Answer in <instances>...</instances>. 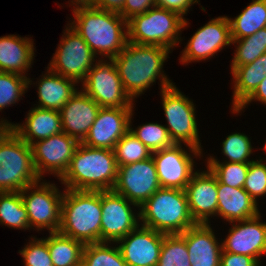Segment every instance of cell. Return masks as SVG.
Here are the masks:
<instances>
[{"label": "cell", "instance_id": "30bf717a", "mask_svg": "<svg viewBox=\"0 0 266 266\" xmlns=\"http://www.w3.org/2000/svg\"><path fill=\"white\" fill-rule=\"evenodd\" d=\"M101 108H135L133 100L125 91L113 59H100L79 85Z\"/></svg>", "mask_w": 266, "mask_h": 266}, {"label": "cell", "instance_id": "d590c367", "mask_svg": "<svg viewBox=\"0 0 266 266\" xmlns=\"http://www.w3.org/2000/svg\"><path fill=\"white\" fill-rule=\"evenodd\" d=\"M28 77L0 71V112L22 100L28 91Z\"/></svg>", "mask_w": 266, "mask_h": 266}, {"label": "cell", "instance_id": "cb8c5ba5", "mask_svg": "<svg viewBox=\"0 0 266 266\" xmlns=\"http://www.w3.org/2000/svg\"><path fill=\"white\" fill-rule=\"evenodd\" d=\"M30 146L36 141L63 132L60 111L32 107L23 123H13L10 127Z\"/></svg>", "mask_w": 266, "mask_h": 266}, {"label": "cell", "instance_id": "44dd1931", "mask_svg": "<svg viewBox=\"0 0 266 266\" xmlns=\"http://www.w3.org/2000/svg\"><path fill=\"white\" fill-rule=\"evenodd\" d=\"M100 106L82 89L60 109L63 132L82 142L94 123Z\"/></svg>", "mask_w": 266, "mask_h": 266}, {"label": "cell", "instance_id": "7402d4cb", "mask_svg": "<svg viewBox=\"0 0 266 266\" xmlns=\"http://www.w3.org/2000/svg\"><path fill=\"white\" fill-rule=\"evenodd\" d=\"M214 231L211 224L197 223L179 234L186 242L191 266H220L222 241Z\"/></svg>", "mask_w": 266, "mask_h": 266}, {"label": "cell", "instance_id": "7bdbcfd3", "mask_svg": "<svg viewBox=\"0 0 266 266\" xmlns=\"http://www.w3.org/2000/svg\"><path fill=\"white\" fill-rule=\"evenodd\" d=\"M200 0H155L156 6L174 11L184 18L189 9L194 4H199Z\"/></svg>", "mask_w": 266, "mask_h": 266}, {"label": "cell", "instance_id": "d6986e66", "mask_svg": "<svg viewBox=\"0 0 266 266\" xmlns=\"http://www.w3.org/2000/svg\"><path fill=\"white\" fill-rule=\"evenodd\" d=\"M206 169H198L184 189L191 216L201 224H211L210 219L217 217L218 208L217 178L208 167Z\"/></svg>", "mask_w": 266, "mask_h": 266}, {"label": "cell", "instance_id": "f35d334b", "mask_svg": "<svg viewBox=\"0 0 266 266\" xmlns=\"http://www.w3.org/2000/svg\"><path fill=\"white\" fill-rule=\"evenodd\" d=\"M29 242L18 253L22 256L24 266H54L47 245V237H29Z\"/></svg>", "mask_w": 266, "mask_h": 266}, {"label": "cell", "instance_id": "6da1fadb", "mask_svg": "<svg viewBox=\"0 0 266 266\" xmlns=\"http://www.w3.org/2000/svg\"><path fill=\"white\" fill-rule=\"evenodd\" d=\"M171 50L158 45L127 42L125 48L113 58L125 91L134 100L160 81V91L175 83L164 73L163 66Z\"/></svg>", "mask_w": 266, "mask_h": 266}, {"label": "cell", "instance_id": "1f68e13d", "mask_svg": "<svg viewBox=\"0 0 266 266\" xmlns=\"http://www.w3.org/2000/svg\"><path fill=\"white\" fill-rule=\"evenodd\" d=\"M111 244L112 242L85 244L81 266H127L116 242Z\"/></svg>", "mask_w": 266, "mask_h": 266}, {"label": "cell", "instance_id": "d4e9b609", "mask_svg": "<svg viewBox=\"0 0 266 266\" xmlns=\"http://www.w3.org/2000/svg\"><path fill=\"white\" fill-rule=\"evenodd\" d=\"M217 191V217L224 221H242L260 214L259 203H256L244 188L230 187L217 180Z\"/></svg>", "mask_w": 266, "mask_h": 266}, {"label": "cell", "instance_id": "74e56055", "mask_svg": "<svg viewBox=\"0 0 266 266\" xmlns=\"http://www.w3.org/2000/svg\"><path fill=\"white\" fill-rule=\"evenodd\" d=\"M157 266H191L186 242L179 234L164 235Z\"/></svg>", "mask_w": 266, "mask_h": 266}, {"label": "cell", "instance_id": "e575fe53", "mask_svg": "<svg viewBox=\"0 0 266 266\" xmlns=\"http://www.w3.org/2000/svg\"><path fill=\"white\" fill-rule=\"evenodd\" d=\"M114 153L118 167L152 157V152L130 130L117 142Z\"/></svg>", "mask_w": 266, "mask_h": 266}, {"label": "cell", "instance_id": "603a6c76", "mask_svg": "<svg viewBox=\"0 0 266 266\" xmlns=\"http://www.w3.org/2000/svg\"><path fill=\"white\" fill-rule=\"evenodd\" d=\"M45 73L33 82L28 78V87L37 86L38 102L36 107L42 109L56 110L60 109L68 102V100L78 91V83L70 78L61 76L52 72L46 67ZM33 82V83H32ZM77 86V87H76ZM39 103V104H38Z\"/></svg>", "mask_w": 266, "mask_h": 266}, {"label": "cell", "instance_id": "4316f807", "mask_svg": "<svg viewBox=\"0 0 266 266\" xmlns=\"http://www.w3.org/2000/svg\"><path fill=\"white\" fill-rule=\"evenodd\" d=\"M230 72L234 84L231 110L235 111L266 77V53L254 62L236 67Z\"/></svg>", "mask_w": 266, "mask_h": 266}, {"label": "cell", "instance_id": "2e32d148", "mask_svg": "<svg viewBox=\"0 0 266 266\" xmlns=\"http://www.w3.org/2000/svg\"><path fill=\"white\" fill-rule=\"evenodd\" d=\"M152 157L118 167L113 190L139 208L160 188Z\"/></svg>", "mask_w": 266, "mask_h": 266}, {"label": "cell", "instance_id": "e0dca14e", "mask_svg": "<svg viewBox=\"0 0 266 266\" xmlns=\"http://www.w3.org/2000/svg\"><path fill=\"white\" fill-rule=\"evenodd\" d=\"M261 213L256 217L229 223L231 227L222 241V250L254 257L260 264L266 255V222Z\"/></svg>", "mask_w": 266, "mask_h": 266}, {"label": "cell", "instance_id": "ac0fdd59", "mask_svg": "<svg viewBox=\"0 0 266 266\" xmlns=\"http://www.w3.org/2000/svg\"><path fill=\"white\" fill-rule=\"evenodd\" d=\"M134 108H100L88 134L81 142L93 148L114 150L117 142L130 130Z\"/></svg>", "mask_w": 266, "mask_h": 266}, {"label": "cell", "instance_id": "8992f818", "mask_svg": "<svg viewBox=\"0 0 266 266\" xmlns=\"http://www.w3.org/2000/svg\"><path fill=\"white\" fill-rule=\"evenodd\" d=\"M188 18L154 6L143 14L128 20V41L137 44L158 45L173 52L181 41L183 29L189 27Z\"/></svg>", "mask_w": 266, "mask_h": 266}, {"label": "cell", "instance_id": "bcb514c9", "mask_svg": "<svg viewBox=\"0 0 266 266\" xmlns=\"http://www.w3.org/2000/svg\"><path fill=\"white\" fill-rule=\"evenodd\" d=\"M70 1V3H69ZM69 4V7L70 5L73 6V8H76V7H86V6H92V2L93 0H68L67 1Z\"/></svg>", "mask_w": 266, "mask_h": 266}, {"label": "cell", "instance_id": "b9f144b4", "mask_svg": "<svg viewBox=\"0 0 266 266\" xmlns=\"http://www.w3.org/2000/svg\"><path fill=\"white\" fill-rule=\"evenodd\" d=\"M220 266H261V264L254 257L222 250Z\"/></svg>", "mask_w": 266, "mask_h": 266}, {"label": "cell", "instance_id": "d6a6232c", "mask_svg": "<svg viewBox=\"0 0 266 266\" xmlns=\"http://www.w3.org/2000/svg\"><path fill=\"white\" fill-rule=\"evenodd\" d=\"M203 161H206L205 167L211 170L220 183L234 188H243L249 163L220 162L213 155H208Z\"/></svg>", "mask_w": 266, "mask_h": 266}, {"label": "cell", "instance_id": "5b68a950", "mask_svg": "<svg viewBox=\"0 0 266 266\" xmlns=\"http://www.w3.org/2000/svg\"><path fill=\"white\" fill-rule=\"evenodd\" d=\"M140 225L165 235L182 234L197 224L185 190L160 187L140 208Z\"/></svg>", "mask_w": 266, "mask_h": 266}, {"label": "cell", "instance_id": "c3c4849f", "mask_svg": "<svg viewBox=\"0 0 266 266\" xmlns=\"http://www.w3.org/2000/svg\"><path fill=\"white\" fill-rule=\"evenodd\" d=\"M262 148H264V150L266 152V142H265V144H264V146Z\"/></svg>", "mask_w": 266, "mask_h": 266}, {"label": "cell", "instance_id": "7c38bea8", "mask_svg": "<svg viewBox=\"0 0 266 266\" xmlns=\"http://www.w3.org/2000/svg\"><path fill=\"white\" fill-rule=\"evenodd\" d=\"M173 144L170 147L152 152L158 180L162 188L184 190L196 172L195 160L203 156V151L184 144Z\"/></svg>", "mask_w": 266, "mask_h": 266}, {"label": "cell", "instance_id": "3957f363", "mask_svg": "<svg viewBox=\"0 0 266 266\" xmlns=\"http://www.w3.org/2000/svg\"><path fill=\"white\" fill-rule=\"evenodd\" d=\"M118 166L114 150L93 148L80 142L67 171L59 179L65 189L113 190Z\"/></svg>", "mask_w": 266, "mask_h": 266}, {"label": "cell", "instance_id": "52a82bcc", "mask_svg": "<svg viewBox=\"0 0 266 266\" xmlns=\"http://www.w3.org/2000/svg\"><path fill=\"white\" fill-rule=\"evenodd\" d=\"M40 180L32 147L10 127L0 131V192H21Z\"/></svg>", "mask_w": 266, "mask_h": 266}, {"label": "cell", "instance_id": "60d3db41", "mask_svg": "<svg viewBox=\"0 0 266 266\" xmlns=\"http://www.w3.org/2000/svg\"><path fill=\"white\" fill-rule=\"evenodd\" d=\"M154 6H156L155 0H124L119 14L128 21L133 16L143 14Z\"/></svg>", "mask_w": 266, "mask_h": 266}, {"label": "cell", "instance_id": "8fae6325", "mask_svg": "<svg viewBox=\"0 0 266 266\" xmlns=\"http://www.w3.org/2000/svg\"><path fill=\"white\" fill-rule=\"evenodd\" d=\"M65 27L57 50L47 67L52 72L80 84L86 79L99 56L91 51L84 39L68 23Z\"/></svg>", "mask_w": 266, "mask_h": 266}, {"label": "cell", "instance_id": "9a60e30c", "mask_svg": "<svg viewBox=\"0 0 266 266\" xmlns=\"http://www.w3.org/2000/svg\"><path fill=\"white\" fill-rule=\"evenodd\" d=\"M79 144L77 139L65 132L33 143V165L40 179H43L46 173L60 179L67 171Z\"/></svg>", "mask_w": 266, "mask_h": 266}, {"label": "cell", "instance_id": "7a4b0ae2", "mask_svg": "<svg viewBox=\"0 0 266 266\" xmlns=\"http://www.w3.org/2000/svg\"><path fill=\"white\" fill-rule=\"evenodd\" d=\"M68 24L76 30L100 59H113L128 42V21L119 13L92 6L72 8Z\"/></svg>", "mask_w": 266, "mask_h": 266}, {"label": "cell", "instance_id": "7dc6e473", "mask_svg": "<svg viewBox=\"0 0 266 266\" xmlns=\"http://www.w3.org/2000/svg\"><path fill=\"white\" fill-rule=\"evenodd\" d=\"M13 125L12 122H10L9 120L5 119V118H1L0 119V131L4 128V127H11Z\"/></svg>", "mask_w": 266, "mask_h": 266}, {"label": "cell", "instance_id": "4dcf8cb0", "mask_svg": "<svg viewBox=\"0 0 266 266\" xmlns=\"http://www.w3.org/2000/svg\"><path fill=\"white\" fill-rule=\"evenodd\" d=\"M235 52L233 53L230 70L254 62L266 53V27L258 30L251 36L241 39H232Z\"/></svg>", "mask_w": 266, "mask_h": 266}, {"label": "cell", "instance_id": "f6af8a7d", "mask_svg": "<svg viewBox=\"0 0 266 266\" xmlns=\"http://www.w3.org/2000/svg\"><path fill=\"white\" fill-rule=\"evenodd\" d=\"M124 0H93L92 7L119 13L123 8Z\"/></svg>", "mask_w": 266, "mask_h": 266}, {"label": "cell", "instance_id": "5bb4252c", "mask_svg": "<svg viewBox=\"0 0 266 266\" xmlns=\"http://www.w3.org/2000/svg\"><path fill=\"white\" fill-rule=\"evenodd\" d=\"M229 16L212 18L188 40L181 52L179 62L188 65L192 62L209 60L217 56L216 53L232 44Z\"/></svg>", "mask_w": 266, "mask_h": 266}, {"label": "cell", "instance_id": "ee69618b", "mask_svg": "<svg viewBox=\"0 0 266 266\" xmlns=\"http://www.w3.org/2000/svg\"><path fill=\"white\" fill-rule=\"evenodd\" d=\"M254 101H259L261 104L266 105V77L260 82L256 90L235 111H231V113L236 115L242 113Z\"/></svg>", "mask_w": 266, "mask_h": 266}, {"label": "cell", "instance_id": "ffe728a7", "mask_svg": "<svg viewBox=\"0 0 266 266\" xmlns=\"http://www.w3.org/2000/svg\"><path fill=\"white\" fill-rule=\"evenodd\" d=\"M164 235L139 224L116 244L127 266H157Z\"/></svg>", "mask_w": 266, "mask_h": 266}, {"label": "cell", "instance_id": "ab89813d", "mask_svg": "<svg viewBox=\"0 0 266 266\" xmlns=\"http://www.w3.org/2000/svg\"><path fill=\"white\" fill-rule=\"evenodd\" d=\"M249 163L244 190L258 203L260 197L266 195V160L262 157Z\"/></svg>", "mask_w": 266, "mask_h": 266}, {"label": "cell", "instance_id": "83f0119b", "mask_svg": "<svg viewBox=\"0 0 266 266\" xmlns=\"http://www.w3.org/2000/svg\"><path fill=\"white\" fill-rule=\"evenodd\" d=\"M228 19L232 39L251 36L266 27V0H252L239 15Z\"/></svg>", "mask_w": 266, "mask_h": 266}, {"label": "cell", "instance_id": "f1b7e54d", "mask_svg": "<svg viewBox=\"0 0 266 266\" xmlns=\"http://www.w3.org/2000/svg\"><path fill=\"white\" fill-rule=\"evenodd\" d=\"M49 254L54 266H81L84 244L60 232L47 236Z\"/></svg>", "mask_w": 266, "mask_h": 266}, {"label": "cell", "instance_id": "8d00e7d4", "mask_svg": "<svg viewBox=\"0 0 266 266\" xmlns=\"http://www.w3.org/2000/svg\"><path fill=\"white\" fill-rule=\"evenodd\" d=\"M221 153L226 157L222 162L250 163V156L253 154L254 147L251 139L245 133L233 132L222 142Z\"/></svg>", "mask_w": 266, "mask_h": 266}, {"label": "cell", "instance_id": "836d02e7", "mask_svg": "<svg viewBox=\"0 0 266 266\" xmlns=\"http://www.w3.org/2000/svg\"><path fill=\"white\" fill-rule=\"evenodd\" d=\"M134 113L130 117V131L151 151L155 152L172 146L168 130L165 125L155 122H149L138 125L137 128L132 127Z\"/></svg>", "mask_w": 266, "mask_h": 266}, {"label": "cell", "instance_id": "4fadbf2b", "mask_svg": "<svg viewBox=\"0 0 266 266\" xmlns=\"http://www.w3.org/2000/svg\"><path fill=\"white\" fill-rule=\"evenodd\" d=\"M101 208V242H117L140 224L139 207L114 190L101 191Z\"/></svg>", "mask_w": 266, "mask_h": 266}, {"label": "cell", "instance_id": "f546056e", "mask_svg": "<svg viewBox=\"0 0 266 266\" xmlns=\"http://www.w3.org/2000/svg\"><path fill=\"white\" fill-rule=\"evenodd\" d=\"M0 225L14 230H31L21 192H0Z\"/></svg>", "mask_w": 266, "mask_h": 266}, {"label": "cell", "instance_id": "484cf974", "mask_svg": "<svg viewBox=\"0 0 266 266\" xmlns=\"http://www.w3.org/2000/svg\"><path fill=\"white\" fill-rule=\"evenodd\" d=\"M34 40L14 34L0 37V71L11 72L25 77L34 62ZM27 75V76H26Z\"/></svg>", "mask_w": 266, "mask_h": 266}, {"label": "cell", "instance_id": "ba28073f", "mask_svg": "<svg viewBox=\"0 0 266 266\" xmlns=\"http://www.w3.org/2000/svg\"><path fill=\"white\" fill-rule=\"evenodd\" d=\"M169 136L175 144H186L203 151L196 120V105L188 96L171 86L160 91Z\"/></svg>", "mask_w": 266, "mask_h": 266}, {"label": "cell", "instance_id": "277c9868", "mask_svg": "<svg viewBox=\"0 0 266 266\" xmlns=\"http://www.w3.org/2000/svg\"><path fill=\"white\" fill-rule=\"evenodd\" d=\"M101 191L64 188L60 233L85 244L101 242Z\"/></svg>", "mask_w": 266, "mask_h": 266}, {"label": "cell", "instance_id": "9c48e42d", "mask_svg": "<svg viewBox=\"0 0 266 266\" xmlns=\"http://www.w3.org/2000/svg\"><path fill=\"white\" fill-rule=\"evenodd\" d=\"M63 196L64 188L61 192L55 183L44 179L21 191L29 225L33 231H44L43 229L49 233L59 231Z\"/></svg>", "mask_w": 266, "mask_h": 266}]
</instances>
